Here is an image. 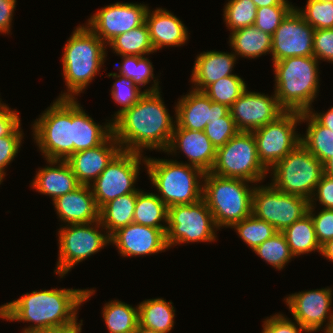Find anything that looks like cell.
<instances>
[{
  "label": "cell",
  "instance_id": "obj_13",
  "mask_svg": "<svg viewBox=\"0 0 333 333\" xmlns=\"http://www.w3.org/2000/svg\"><path fill=\"white\" fill-rule=\"evenodd\" d=\"M297 123L301 124V113L285 111L273 122L252 132L258 159L268 171L301 143Z\"/></svg>",
  "mask_w": 333,
  "mask_h": 333
},
{
  "label": "cell",
  "instance_id": "obj_33",
  "mask_svg": "<svg viewBox=\"0 0 333 333\" xmlns=\"http://www.w3.org/2000/svg\"><path fill=\"white\" fill-rule=\"evenodd\" d=\"M282 233L294 257L316 250L321 253V246L317 241L314 223L309 213L285 228Z\"/></svg>",
  "mask_w": 333,
  "mask_h": 333
},
{
  "label": "cell",
  "instance_id": "obj_45",
  "mask_svg": "<svg viewBox=\"0 0 333 333\" xmlns=\"http://www.w3.org/2000/svg\"><path fill=\"white\" fill-rule=\"evenodd\" d=\"M23 134L20 123L9 135L0 137V174L4 177L6 176L5 168L20 151Z\"/></svg>",
  "mask_w": 333,
  "mask_h": 333
},
{
  "label": "cell",
  "instance_id": "obj_9",
  "mask_svg": "<svg viewBox=\"0 0 333 333\" xmlns=\"http://www.w3.org/2000/svg\"><path fill=\"white\" fill-rule=\"evenodd\" d=\"M210 173L226 178H238L257 185L269 171L259 161L252 132H238L216 151Z\"/></svg>",
  "mask_w": 333,
  "mask_h": 333
},
{
  "label": "cell",
  "instance_id": "obj_23",
  "mask_svg": "<svg viewBox=\"0 0 333 333\" xmlns=\"http://www.w3.org/2000/svg\"><path fill=\"white\" fill-rule=\"evenodd\" d=\"M146 24L152 46L157 52L163 47H179L189 40L188 28L171 11L162 7L147 11Z\"/></svg>",
  "mask_w": 333,
  "mask_h": 333
},
{
  "label": "cell",
  "instance_id": "obj_22",
  "mask_svg": "<svg viewBox=\"0 0 333 333\" xmlns=\"http://www.w3.org/2000/svg\"><path fill=\"white\" fill-rule=\"evenodd\" d=\"M113 133L100 145L73 153L66 161L81 185H90L121 151Z\"/></svg>",
  "mask_w": 333,
  "mask_h": 333
},
{
  "label": "cell",
  "instance_id": "obj_24",
  "mask_svg": "<svg viewBox=\"0 0 333 333\" xmlns=\"http://www.w3.org/2000/svg\"><path fill=\"white\" fill-rule=\"evenodd\" d=\"M52 202L64 224H88L99 220V209L90 185H80Z\"/></svg>",
  "mask_w": 333,
  "mask_h": 333
},
{
  "label": "cell",
  "instance_id": "obj_52",
  "mask_svg": "<svg viewBox=\"0 0 333 333\" xmlns=\"http://www.w3.org/2000/svg\"><path fill=\"white\" fill-rule=\"evenodd\" d=\"M78 318L74 320L73 322L63 325V326H57V327H51L48 329H43L41 331H38L36 333H81L82 328L81 326L83 325L82 321L80 320L77 322Z\"/></svg>",
  "mask_w": 333,
  "mask_h": 333
},
{
  "label": "cell",
  "instance_id": "obj_49",
  "mask_svg": "<svg viewBox=\"0 0 333 333\" xmlns=\"http://www.w3.org/2000/svg\"><path fill=\"white\" fill-rule=\"evenodd\" d=\"M319 202L323 209H333V177L322 175L318 182L312 198L309 200V207H316V202Z\"/></svg>",
  "mask_w": 333,
  "mask_h": 333
},
{
  "label": "cell",
  "instance_id": "obj_47",
  "mask_svg": "<svg viewBox=\"0 0 333 333\" xmlns=\"http://www.w3.org/2000/svg\"><path fill=\"white\" fill-rule=\"evenodd\" d=\"M313 56L333 64V28L317 29L313 36Z\"/></svg>",
  "mask_w": 333,
  "mask_h": 333
},
{
  "label": "cell",
  "instance_id": "obj_18",
  "mask_svg": "<svg viewBox=\"0 0 333 333\" xmlns=\"http://www.w3.org/2000/svg\"><path fill=\"white\" fill-rule=\"evenodd\" d=\"M273 93L268 96L265 93L246 89L229 107L230 115L239 132H253L257 128L273 122L285 112L280 106L275 92Z\"/></svg>",
  "mask_w": 333,
  "mask_h": 333
},
{
  "label": "cell",
  "instance_id": "obj_36",
  "mask_svg": "<svg viewBox=\"0 0 333 333\" xmlns=\"http://www.w3.org/2000/svg\"><path fill=\"white\" fill-rule=\"evenodd\" d=\"M121 63L117 67L118 74L123 75L133 80L134 84L142 89L145 85L149 84L153 79V84L147 89L145 93H152L160 91L158 78L156 79L153 74L154 68L150 59L146 56H120ZM119 68V69H118Z\"/></svg>",
  "mask_w": 333,
  "mask_h": 333
},
{
  "label": "cell",
  "instance_id": "obj_11",
  "mask_svg": "<svg viewBox=\"0 0 333 333\" xmlns=\"http://www.w3.org/2000/svg\"><path fill=\"white\" fill-rule=\"evenodd\" d=\"M218 230L203 198L192 204L174 205L168 208L165 233L169 248L182 243H212L216 241Z\"/></svg>",
  "mask_w": 333,
  "mask_h": 333
},
{
  "label": "cell",
  "instance_id": "obj_56",
  "mask_svg": "<svg viewBox=\"0 0 333 333\" xmlns=\"http://www.w3.org/2000/svg\"><path fill=\"white\" fill-rule=\"evenodd\" d=\"M324 167V173L330 177H333V157L326 161L323 164Z\"/></svg>",
  "mask_w": 333,
  "mask_h": 333
},
{
  "label": "cell",
  "instance_id": "obj_42",
  "mask_svg": "<svg viewBox=\"0 0 333 333\" xmlns=\"http://www.w3.org/2000/svg\"><path fill=\"white\" fill-rule=\"evenodd\" d=\"M296 10L315 30L333 28V3L329 1L307 0L304 9Z\"/></svg>",
  "mask_w": 333,
  "mask_h": 333
},
{
  "label": "cell",
  "instance_id": "obj_16",
  "mask_svg": "<svg viewBox=\"0 0 333 333\" xmlns=\"http://www.w3.org/2000/svg\"><path fill=\"white\" fill-rule=\"evenodd\" d=\"M332 291L331 287H325L296 292L289 294L283 301L294 317L293 321H297L309 333L320 331L321 328L325 332L333 321V311L330 310Z\"/></svg>",
  "mask_w": 333,
  "mask_h": 333
},
{
  "label": "cell",
  "instance_id": "obj_19",
  "mask_svg": "<svg viewBox=\"0 0 333 333\" xmlns=\"http://www.w3.org/2000/svg\"><path fill=\"white\" fill-rule=\"evenodd\" d=\"M110 244L115 245L123 257L158 254L169 249L164 230L136 223L114 232L110 236Z\"/></svg>",
  "mask_w": 333,
  "mask_h": 333
},
{
  "label": "cell",
  "instance_id": "obj_6",
  "mask_svg": "<svg viewBox=\"0 0 333 333\" xmlns=\"http://www.w3.org/2000/svg\"><path fill=\"white\" fill-rule=\"evenodd\" d=\"M203 183L202 198L219 230L222 227L231 228L235 223L252 215L255 187L252 182L205 172Z\"/></svg>",
  "mask_w": 333,
  "mask_h": 333
},
{
  "label": "cell",
  "instance_id": "obj_57",
  "mask_svg": "<svg viewBox=\"0 0 333 333\" xmlns=\"http://www.w3.org/2000/svg\"><path fill=\"white\" fill-rule=\"evenodd\" d=\"M134 333H163V332L149 329V328L143 327L142 325L138 324L137 329L135 330Z\"/></svg>",
  "mask_w": 333,
  "mask_h": 333
},
{
  "label": "cell",
  "instance_id": "obj_40",
  "mask_svg": "<svg viewBox=\"0 0 333 333\" xmlns=\"http://www.w3.org/2000/svg\"><path fill=\"white\" fill-rule=\"evenodd\" d=\"M257 7L252 0H228L223 8V19L229 31L254 26Z\"/></svg>",
  "mask_w": 333,
  "mask_h": 333
},
{
  "label": "cell",
  "instance_id": "obj_39",
  "mask_svg": "<svg viewBox=\"0 0 333 333\" xmlns=\"http://www.w3.org/2000/svg\"><path fill=\"white\" fill-rule=\"evenodd\" d=\"M231 228L236 230L238 236L252 250L278 232L273 225L256 218L253 214L235 223Z\"/></svg>",
  "mask_w": 333,
  "mask_h": 333
},
{
  "label": "cell",
  "instance_id": "obj_51",
  "mask_svg": "<svg viewBox=\"0 0 333 333\" xmlns=\"http://www.w3.org/2000/svg\"><path fill=\"white\" fill-rule=\"evenodd\" d=\"M16 2L17 0H0V33L3 35L11 33Z\"/></svg>",
  "mask_w": 333,
  "mask_h": 333
},
{
  "label": "cell",
  "instance_id": "obj_32",
  "mask_svg": "<svg viewBox=\"0 0 333 333\" xmlns=\"http://www.w3.org/2000/svg\"><path fill=\"white\" fill-rule=\"evenodd\" d=\"M133 223L160 228L166 232L168 207L155 193H147L140 189L137 192Z\"/></svg>",
  "mask_w": 333,
  "mask_h": 333
},
{
  "label": "cell",
  "instance_id": "obj_29",
  "mask_svg": "<svg viewBox=\"0 0 333 333\" xmlns=\"http://www.w3.org/2000/svg\"><path fill=\"white\" fill-rule=\"evenodd\" d=\"M172 301L153 298L142 301L138 306L139 325L163 333H169L174 327L175 309Z\"/></svg>",
  "mask_w": 333,
  "mask_h": 333
},
{
  "label": "cell",
  "instance_id": "obj_10",
  "mask_svg": "<svg viewBox=\"0 0 333 333\" xmlns=\"http://www.w3.org/2000/svg\"><path fill=\"white\" fill-rule=\"evenodd\" d=\"M102 229L105 230L99 220L88 224H65L58 229L59 253L54 272L60 278L78 263L110 245V236Z\"/></svg>",
  "mask_w": 333,
  "mask_h": 333
},
{
  "label": "cell",
  "instance_id": "obj_30",
  "mask_svg": "<svg viewBox=\"0 0 333 333\" xmlns=\"http://www.w3.org/2000/svg\"><path fill=\"white\" fill-rule=\"evenodd\" d=\"M136 198L137 192L122 195L99 209V221L109 236L133 223Z\"/></svg>",
  "mask_w": 333,
  "mask_h": 333
},
{
  "label": "cell",
  "instance_id": "obj_15",
  "mask_svg": "<svg viewBox=\"0 0 333 333\" xmlns=\"http://www.w3.org/2000/svg\"><path fill=\"white\" fill-rule=\"evenodd\" d=\"M148 9L143 3L116 2L91 15L86 25L107 45L116 36L144 24Z\"/></svg>",
  "mask_w": 333,
  "mask_h": 333
},
{
  "label": "cell",
  "instance_id": "obj_59",
  "mask_svg": "<svg viewBox=\"0 0 333 333\" xmlns=\"http://www.w3.org/2000/svg\"><path fill=\"white\" fill-rule=\"evenodd\" d=\"M1 101H2V100H1V98H0V110L6 105V103H3V102L1 103Z\"/></svg>",
  "mask_w": 333,
  "mask_h": 333
},
{
  "label": "cell",
  "instance_id": "obj_50",
  "mask_svg": "<svg viewBox=\"0 0 333 333\" xmlns=\"http://www.w3.org/2000/svg\"><path fill=\"white\" fill-rule=\"evenodd\" d=\"M7 104L0 110V137L9 135L20 123L19 112Z\"/></svg>",
  "mask_w": 333,
  "mask_h": 333
},
{
  "label": "cell",
  "instance_id": "obj_35",
  "mask_svg": "<svg viewBox=\"0 0 333 333\" xmlns=\"http://www.w3.org/2000/svg\"><path fill=\"white\" fill-rule=\"evenodd\" d=\"M109 46L119 56H146L154 53L146 22L112 39Z\"/></svg>",
  "mask_w": 333,
  "mask_h": 333
},
{
  "label": "cell",
  "instance_id": "obj_8",
  "mask_svg": "<svg viewBox=\"0 0 333 333\" xmlns=\"http://www.w3.org/2000/svg\"><path fill=\"white\" fill-rule=\"evenodd\" d=\"M271 184L286 194L310 200L324 174L323 164L301 143L270 170ZM272 171V172H271Z\"/></svg>",
  "mask_w": 333,
  "mask_h": 333
},
{
  "label": "cell",
  "instance_id": "obj_1",
  "mask_svg": "<svg viewBox=\"0 0 333 333\" xmlns=\"http://www.w3.org/2000/svg\"><path fill=\"white\" fill-rule=\"evenodd\" d=\"M161 93H145L112 121L113 135L122 150L143 154V150L149 149L165 153L176 121L168 113Z\"/></svg>",
  "mask_w": 333,
  "mask_h": 333
},
{
  "label": "cell",
  "instance_id": "obj_58",
  "mask_svg": "<svg viewBox=\"0 0 333 333\" xmlns=\"http://www.w3.org/2000/svg\"><path fill=\"white\" fill-rule=\"evenodd\" d=\"M324 333H333V321L329 324L328 329Z\"/></svg>",
  "mask_w": 333,
  "mask_h": 333
},
{
  "label": "cell",
  "instance_id": "obj_48",
  "mask_svg": "<svg viewBox=\"0 0 333 333\" xmlns=\"http://www.w3.org/2000/svg\"><path fill=\"white\" fill-rule=\"evenodd\" d=\"M264 320L262 333H309L297 321L293 322L282 313H275Z\"/></svg>",
  "mask_w": 333,
  "mask_h": 333
},
{
  "label": "cell",
  "instance_id": "obj_17",
  "mask_svg": "<svg viewBox=\"0 0 333 333\" xmlns=\"http://www.w3.org/2000/svg\"><path fill=\"white\" fill-rule=\"evenodd\" d=\"M315 29L294 7L272 35V61L288 57L313 56Z\"/></svg>",
  "mask_w": 333,
  "mask_h": 333
},
{
  "label": "cell",
  "instance_id": "obj_5",
  "mask_svg": "<svg viewBox=\"0 0 333 333\" xmlns=\"http://www.w3.org/2000/svg\"><path fill=\"white\" fill-rule=\"evenodd\" d=\"M147 173L158 194L169 208L192 204L202 198L204 172L184 162L146 156Z\"/></svg>",
  "mask_w": 333,
  "mask_h": 333
},
{
  "label": "cell",
  "instance_id": "obj_61",
  "mask_svg": "<svg viewBox=\"0 0 333 333\" xmlns=\"http://www.w3.org/2000/svg\"><path fill=\"white\" fill-rule=\"evenodd\" d=\"M319 1H329V2L333 3V0H319Z\"/></svg>",
  "mask_w": 333,
  "mask_h": 333
},
{
  "label": "cell",
  "instance_id": "obj_2",
  "mask_svg": "<svg viewBox=\"0 0 333 333\" xmlns=\"http://www.w3.org/2000/svg\"><path fill=\"white\" fill-rule=\"evenodd\" d=\"M95 293L93 289L34 290L0 306V318L32 323L22 333L63 326L78 318V309Z\"/></svg>",
  "mask_w": 333,
  "mask_h": 333
},
{
  "label": "cell",
  "instance_id": "obj_41",
  "mask_svg": "<svg viewBox=\"0 0 333 333\" xmlns=\"http://www.w3.org/2000/svg\"><path fill=\"white\" fill-rule=\"evenodd\" d=\"M108 77H112L116 80L111 87V98L116 104L122 106L114 113V118L111 119L113 121L121 112L135 104L145 92L137 87L132 79L120 75L117 72L108 73Z\"/></svg>",
  "mask_w": 333,
  "mask_h": 333
},
{
  "label": "cell",
  "instance_id": "obj_53",
  "mask_svg": "<svg viewBox=\"0 0 333 333\" xmlns=\"http://www.w3.org/2000/svg\"><path fill=\"white\" fill-rule=\"evenodd\" d=\"M308 113L321 125L324 127L330 129L333 131V106L328 109L326 112H320L318 113L317 111L313 108H310L308 110Z\"/></svg>",
  "mask_w": 333,
  "mask_h": 333
},
{
  "label": "cell",
  "instance_id": "obj_7",
  "mask_svg": "<svg viewBox=\"0 0 333 333\" xmlns=\"http://www.w3.org/2000/svg\"><path fill=\"white\" fill-rule=\"evenodd\" d=\"M32 124V136L42 156L67 160L73 154L72 98H57Z\"/></svg>",
  "mask_w": 333,
  "mask_h": 333
},
{
  "label": "cell",
  "instance_id": "obj_12",
  "mask_svg": "<svg viewBox=\"0 0 333 333\" xmlns=\"http://www.w3.org/2000/svg\"><path fill=\"white\" fill-rule=\"evenodd\" d=\"M142 163L146 165L144 154L124 150L112 159L97 179L90 184L98 209L119 196L140 190L134 185L140 175Z\"/></svg>",
  "mask_w": 333,
  "mask_h": 333
},
{
  "label": "cell",
  "instance_id": "obj_43",
  "mask_svg": "<svg viewBox=\"0 0 333 333\" xmlns=\"http://www.w3.org/2000/svg\"><path fill=\"white\" fill-rule=\"evenodd\" d=\"M293 5H273L257 8L254 26L273 35L283 19L294 8Z\"/></svg>",
  "mask_w": 333,
  "mask_h": 333
},
{
  "label": "cell",
  "instance_id": "obj_31",
  "mask_svg": "<svg viewBox=\"0 0 333 333\" xmlns=\"http://www.w3.org/2000/svg\"><path fill=\"white\" fill-rule=\"evenodd\" d=\"M301 122H307L301 144L322 164L333 157V131L319 124L308 112L301 113Z\"/></svg>",
  "mask_w": 333,
  "mask_h": 333
},
{
  "label": "cell",
  "instance_id": "obj_14",
  "mask_svg": "<svg viewBox=\"0 0 333 333\" xmlns=\"http://www.w3.org/2000/svg\"><path fill=\"white\" fill-rule=\"evenodd\" d=\"M309 205L308 199L281 192L271 183L254 187L252 214L279 232L306 215Z\"/></svg>",
  "mask_w": 333,
  "mask_h": 333
},
{
  "label": "cell",
  "instance_id": "obj_27",
  "mask_svg": "<svg viewBox=\"0 0 333 333\" xmlns=\"http://www.w3.org/2000/svg\"><path fill=\"white\" fill-rule=\"evenodd\" d=\"M73 153L87 150L102 144L112 133V120L104 125L90 117L77 98L72 99Z\"/></svg>",
  "mask_w": 333,
  "mask_h": 333
},
{
  "label": "cell",
  "instance_id": "obj_21",
  "mask_svg": "<svg viewBox=\"0 0 333 333\" xmlns=\"http://www.w3.org/2000/svg\"><path fill=\"white\" fill-rule=\"evenodd\" d=\"M183 152L188 158L186 164L200 168L204 173L210 172L215 158L216 148L204 131L188 130L174 126L169 147L165 151L167 154L176 155L179 151Z\"/></svg>",
  "mask_w": 333,
  "mask_h": 333
},
{
  "label": "cell",
  "instance_id": "obj_54",
  "mask_svg": "<svg viewBox=\"0 0 333 333\" xmlns=\"http://www.w3.org/2000/svg\"><path fill=\"white\" fill-rule=\"evenodd\" d=\"M257 8L273 5H292L288 0H252Z\"/></svg>",
  "mask_w": 333,
  "mask_h": 333
},
{
  "label": "cell",
  "instance_id": "obj_20",
  "mask_svg": "<svg viewBox=\"0 0 333 333\" xmlns=\"http://www.w3.org/2000/svg\"><path fill=\"white\" fill-rule=\"evenodd\" d=\"M174 108L176 125L196 131H204L210 121L225 117L230 112L228 106L215 103L203 91L194 89L178 98Z\"/></svg>",
  "mask_w": 333,
  "mask_h": 333
},
{
  "label": "cell",
  "instance_id": "obj_26",
  "mask_svg": "<svg viewBox=\"0 0 333 333\" xmlns=\"http://www.w3.org/2000/svg\"><path fill=\"white\" fill-rule=\"evenodd\" d=\"M46 161L49 166L39 168L30 185L38 193L49 195L54 201L81 185L66 160Z\"/></svg>",
  "mask_w": 333,
  "mask_h": 333
},
{
  "label": "cell",
  "instance_id": "obj_4",
  "mask_svg": "<svg viewBox=\"0 0 333 333\" xmlns=\"http://www.w3.org/2000/svg\"><path fill=\"white\" fill-rule=\"evenodd\" d=\"M320 62L314 56L273 62L275 95L285 111L308 112L319 93Z\"/></svg>",
  "mask_w": 333,
  "mask_h": 333
},
{
  "label": "cell",
  "instance_id": "obj_37",
  "mask_svg": "<svg viewBox=\"0 0 333 333\" xmlns=\"http://www.w3.org/2000/svg\"><path fill=\"white\" fill-rule=\"evenodd\" d=\"M253 252L279 271L294 258L284 234L279 231L253 249Z\"/></svg>",
  "mask_w": 333,
  "mask_h": 333
},
{
  "label": "cell",
  "instance_id": "obj_34",
  "mask_svg": "<svg viewBox=\"0 0 333 333\" xmlns=\"http://www.w3.org/2000/svg\"><path fill=\"white\" fill-rule=\"evenodd\" d=\"M102 316L108 333H134L139 324L138 306L120 300L105 303Z\"/></svg>",
  "mask_w": 333,
  "mask_h": 333
},
{
  "label": "cell",
  "instance_id": "obj_25",
  "mask_svg": "<svg viewBox=\"0 0 333 333\" xmlns=\"http://www.w3.org/2000/svg\"><path fill=\"white\" fill-rule=\"evenodd\" d=\"M193 66L191 80L194 87L191 88L197 91H203L209 84L218 81L232 74L236 64L237 56L231 53L210 50L203 51L197 54Z\"/></svg>",
  "mask_w": 333,
  "mask_h": 333
},
{
  "label": "cell",
  "instance_id": "obj_3",
  "mask_svg": "<svg viewBox=\"0 0 333 333\" xmlns=\"http://www.w3.org/2000/svg\"><path fill=\"white\" fill-rule=\"evenodd\" d=\"M61 57L65 92L58 98H72L85 91L99 74L107 56L106 44L85 24L74 28Z\"/></svg>",
  "mask_w": 333,
  "mask_h": 333
},
{
  "label": "cell",
  "instance_id": "obj_55",
  "mask_svg": "<svg viewBox=\"0 0 333 333\" xmlns=\"http://www.w3.org/2000/svg\"><path fill=\"white\" fill-rule=\"evenodd\" d=\"M323 257L333 262V239L327 241L321 246V253Z\"/></svg>",
  "mask_w": 333,
  "mask_h": 333
},
{
  "label": "cell",
  "instance_id": "obj_28",
  "mask_svg": "<svg viewBox=\"0 0 333 333\" xmlns=\"http://www.w3.org/2000/svg\"><path fill=\"white\" fill-rule=\"evenodd\" d=\"M229 44L237 57L257 59L263 54L271 55L272 35L248 26L231 32Z\"/></svg>",
  "mask_w": 333,
  "mask_h": 333
},
{
  "label": "cell",
  "instance_id": "obj_46",
  "mask_svg": "<svg viewBox=\"0 0 333 333\" xmlns=\"http://www.w3.org/2000/svg\"><path fill=\"white\" fill-rule=\"evenodd\" d=\"M308 213L313 220L316 238L320 246L333 239V209H321L316 214L315 207H309Z\"/></svg>",
  "mask_w": 333,
  "mask_h": 333
},
{
  "label": "cell",
  "instance_id": "obj_44",
  "mask_svg": "<svg viewBox=\"0 0 333 333\" xmlns=\"http://www.w3.org/2000/svg\"><path fill=\"white\" fill-rule=\"evenodd\" d=\"M238 132L230 112L225 117L210 121L204 129V133L216 150L224 146Z\"/></svg>",
  "mask_w": 333,
  "mask_h": 333
},
{
  "label": "cell",
  "instance_id": "obj_60",
  "mask_svg": "<svg viewBox=\"0 0 333 333\" xmlns=\"http://www.w3.org/2000/svg\"><path fill=\"white\" fill-rule=\"evenodd\" d=\"M3 180H4V176L2 174H0V185L3 182Z\"/></svg>",
  "mask_w": 333,
  "mask_h": 333
},
{
  "label": "cell",
  "instance_id": "obj_38",
  "mask_svg": "<svg viewBox=\"0 0 333 333\" xmlns=\"http://www.w3.org/2000/svg\"><path fill=\"white\" fill-rule=\"evenodd\" d=\"M247 89L240 76L230 75L209 84L203 92L215 103L230 107Z\"/></svg>",
  "mask_w": 333,
  "mask_h": 333
}]
</instances>
